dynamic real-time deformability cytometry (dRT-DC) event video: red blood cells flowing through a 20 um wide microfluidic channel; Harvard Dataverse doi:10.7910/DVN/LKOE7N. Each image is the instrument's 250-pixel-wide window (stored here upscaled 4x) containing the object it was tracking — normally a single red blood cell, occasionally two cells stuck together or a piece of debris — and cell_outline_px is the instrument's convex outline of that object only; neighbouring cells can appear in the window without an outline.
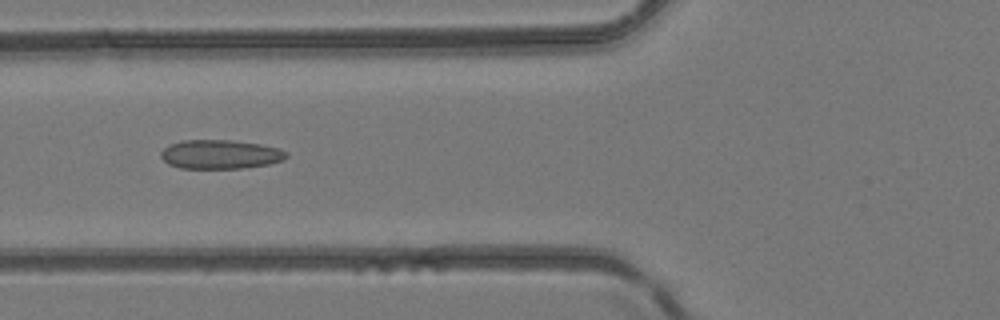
{"species": "common noctule bat (a hibernating species)", "species_latin": "Nyctalus noctula", "temperature_condition": "room temperature", "stored_images_in_passage": 9, "camera_frame_rate_fps": 3000, "um_per_image_px": 0.085, "animal": {"sex": "female", "body_mass_g": 24.6, "forearm_length_mm": 56.2}, "frame": {"image": 1, "passage_image": 6, "time_ms": 1.667, "image_size_px": [1000, 320], "cell_outline_px": [[288, 156], [284, 160], [268, 164], [240, 168], [180, 168], [168, 164], [160, 156], [160, 152], [168, 144], [184, 140], [232, 140], [260, 144], [280, 148], [288, 152]], "centroid_in_image_um": [18.73, 13.11], "position_along_channel_um": 107.1, "area_um2": 21.33}}